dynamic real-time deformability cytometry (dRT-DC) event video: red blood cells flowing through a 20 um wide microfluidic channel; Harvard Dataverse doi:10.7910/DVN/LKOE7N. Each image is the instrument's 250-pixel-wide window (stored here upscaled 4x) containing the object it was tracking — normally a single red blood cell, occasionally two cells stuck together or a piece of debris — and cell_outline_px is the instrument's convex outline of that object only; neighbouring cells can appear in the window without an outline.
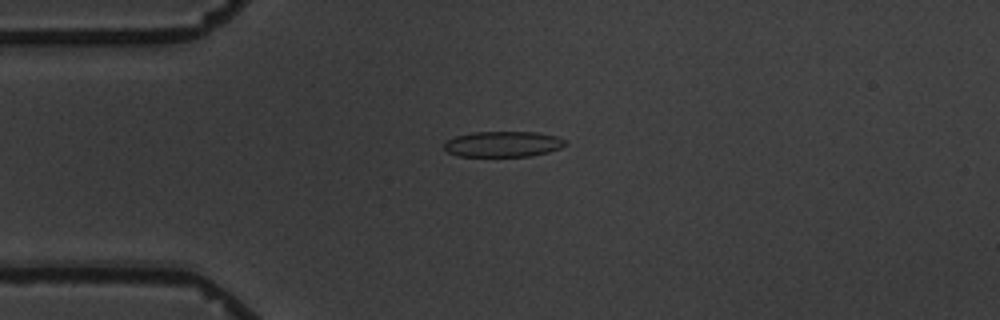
{"species": "common noctule bat (a hibernating species)", "species_latin": "Nyctalus noctula", "temperature_condition": "warm", "stored_images_in_passage": 5, "camera_frame_rate_fps": 3000, "um_per_image_px": 0.085, "animal": {"sex": "male", "body_mass_g": 19.5, "forearm_length_mm": 54.6}, "frame": {"image": 1, "passage_image": 4, "time_ms": 3.333, "image_size_px": [1000, 320], "cell_outline_px": [[568, 144], [560, 148], [548, 152], [532, 156], [456, 156], [448, 152], [444, 148], [444, 144], [448, 140], [456, 136], [472, 132], [536, 132], [556, 136], [568, 140]], "centroid_in_image_um": [42.8, 12.25], "position_along_channel_um": 42.2, "area_um2": 18.21}}